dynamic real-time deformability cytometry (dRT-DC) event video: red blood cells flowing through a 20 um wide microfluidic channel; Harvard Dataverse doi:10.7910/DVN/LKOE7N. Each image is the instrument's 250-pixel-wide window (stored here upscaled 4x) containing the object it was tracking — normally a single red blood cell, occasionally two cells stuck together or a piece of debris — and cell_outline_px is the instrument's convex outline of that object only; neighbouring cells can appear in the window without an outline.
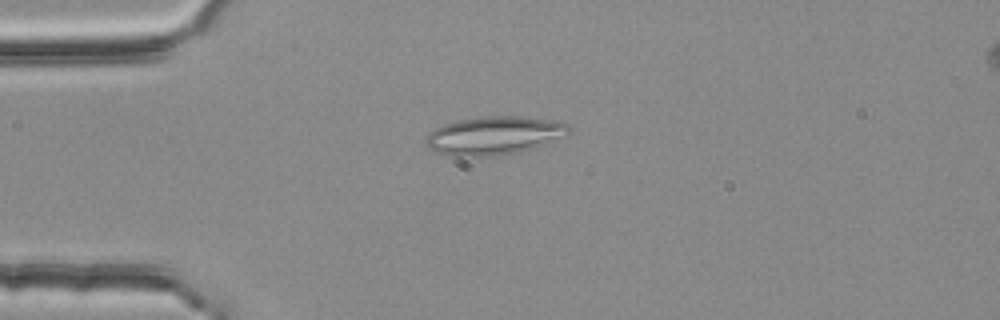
{"species": "common noctule bat (a hibernating species)", "species_latin": "Nyctalus noctula", "temperature_condition": "room temperature", "stored_images_in_passage": 49, "camera_frame_rate_fps": 3000, "um_per_image_px": 0.085, "animal": {"sex": "female", "body_mass_g": 25.1}, "frame": {"image": 1, "passage_image": 9, "time_ms": 2.667, "image_size_px": [1000, 320], "cell_outline_px": [[572, 132], [564, 136], [516, 152], [500, 156], [452, 156], [428, 148], [428, 132], [444, 124], [460, 120], [484, 116], [520, 116], [552, 120], [568, 124], [572, 128]], "centroid_in_image_um": [42.01, 11.5], "position_along_channel_um": 43.0, "area_um2": 31.39}}
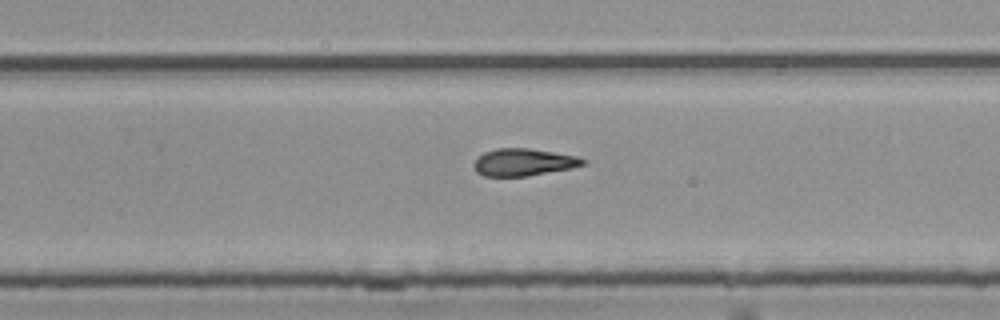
{"frame": {"image": 2, "passage_image": 30, "time_ms": 9.667, "image_size_px": [1000, 320], "cell_outline_px": [[584, 164], [572, 168], [528, 176], [484, 176], [476, 172], [472, 164], [484, 152], [496, 148], [528, 148], [576, 156], [584, 160]], "centroid_in_image_um": [44.45, 13.79], "position_along_channel_um": 285.3, "area_um2": 17.17}}
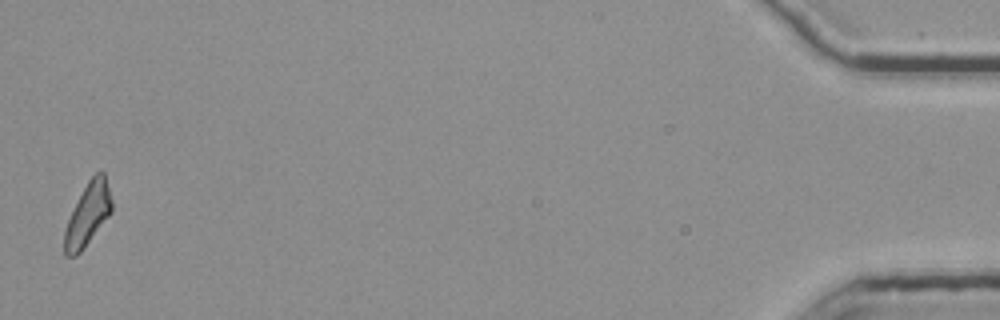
{"frame": {"image": 3, "passage_image": 49, "time_ms": 16.0, "image_size_px": [1000, 320], "cell_outline_px": [[112, 212], [84, 248], [76, 256], [64, 256], [64, 232], [68, 220], [88, 180], [100, 168], [104, 172], [112, 200]], "centroid_in_image_um": [7.48, 18.22], "position_along_channel_um": 427.7, "area_um2": 17.11}}